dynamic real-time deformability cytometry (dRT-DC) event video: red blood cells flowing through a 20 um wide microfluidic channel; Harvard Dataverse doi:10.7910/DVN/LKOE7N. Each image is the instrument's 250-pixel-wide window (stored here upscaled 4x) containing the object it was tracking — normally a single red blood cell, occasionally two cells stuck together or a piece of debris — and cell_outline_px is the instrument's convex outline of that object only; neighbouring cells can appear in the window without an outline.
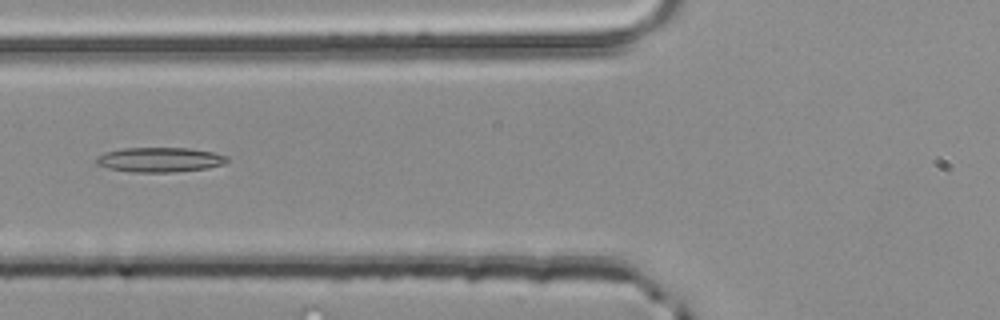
{"species": "common noctule bat (a hibernating species)", "species_latin": "Nyctalus noctula", "temperature_condition": "room temperature", "stored_images_in_passage": 45, "camera_frame_rate_fps": 3000, "um_per_image_px": 0.085, "animal": {"sex": "male", "body_mass_g": 20.4}, "frame": {"image": 1, "passage_image": 14, "time_ms": 4.333, "image_size_px": [1000, 320], "cell_outline_px": [[228, 160], [224, 164], [208, 168], [172, 172], [132, 172], [108, 168], [96, 164], [96, 156], [104, 152], [124, 148], [188, 148], [212, 152], [228, 156]], "centroid_in_image_um": [13.56, 13.57], "position_along_channel_um": 112.2, "area_um2": 18.84}}
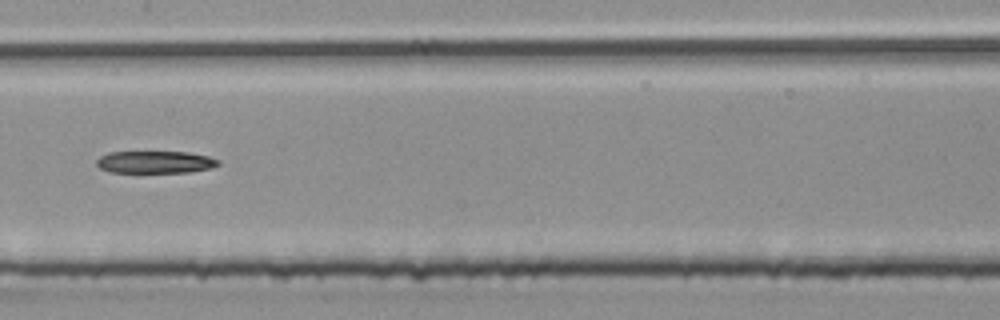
{"frame": {"image": 2, "passage_image": 20, "time_ms": 6.333, "image_size_px": [1000, 320], "cell_outline_px": [[220, 164], [208, 168], [188, 172], [108, 172], [100, 168], [96, 164], [96, 160], [100, 156], [108, 152], [188, 152], [208, 156], [220, 160]], "centroid_in_image_um": [13.16, 13.77], "position_along_channel_um": 194.2, "area_um2": 15.72}}
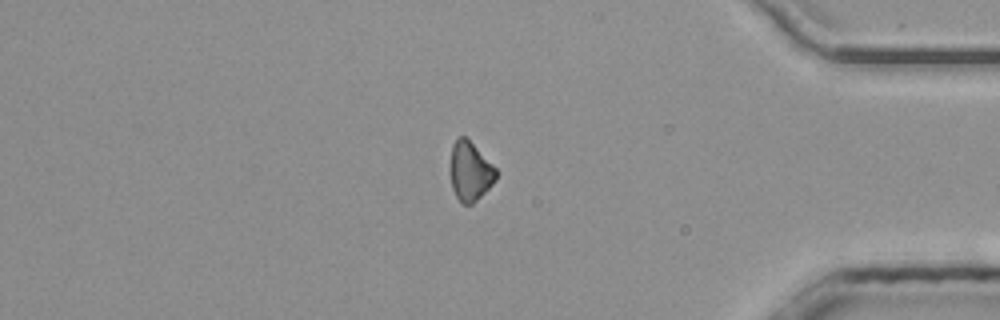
{"frame": {"image": 3, "passage_image": 37, "time_ms": 12.0, "image_size_px": [1000, 320], "cell_outline_px": [[496, 180], [472, 204], [464, 204], [456, 196], [452, 188], [452, 144], [456, 136], [464, 136], [496, 168]], "centroid_in_image_um": [39.96, 14.56], "position_along_channel_um": 395.2, "area_um2": 15.14}}